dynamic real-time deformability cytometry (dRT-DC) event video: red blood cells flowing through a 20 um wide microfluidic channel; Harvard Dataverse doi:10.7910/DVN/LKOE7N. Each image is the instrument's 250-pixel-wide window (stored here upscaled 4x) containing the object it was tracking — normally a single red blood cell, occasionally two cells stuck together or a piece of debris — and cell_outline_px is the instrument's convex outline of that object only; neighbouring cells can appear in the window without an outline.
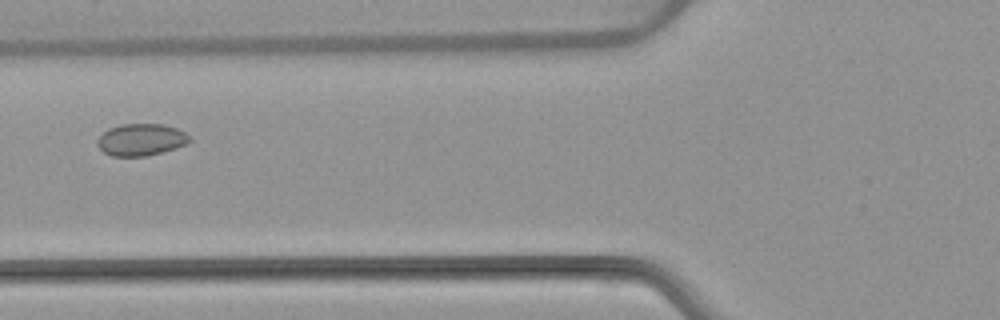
{"species": "common noctule bat (a hibernating species)", "species_latin": "Nyctalus noctula", "temperature_condition": "warm", "stored_images_in_passage": 5, "camera_frame_rate_fps": 3000, "um_per_image_px": 0.085, "animal": {"sex": "female", "body_mass_g": 22.7, "forearm_length_mm": 54.2}, "frame": {"image": 1, "passage_image": 2, "time_ms": 1.333, "image_size_px": [1000, 320], "cell_outline_px": [[192, 140], [188, 144], [176, 148], [148, 156], [112, 156], [104, 152], [96, 144], [96, 140], [108, 128], [120, 124], [164, 124], [176, 128], [184, 132]], "centroid_in_image_um": [11.99, 11.87], "position_along_channel_um": 113.8, "area_um2": 17.28}}
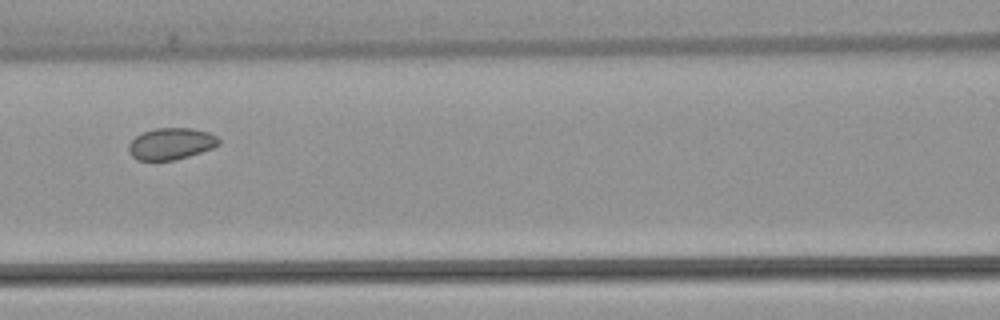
{"frame": {"image": 2, "passage_image": 3, "time_ms": 2.333, "image_size_px": [1000, 320], "cell_outline_px": [[220, 144], [212, 148], [176, 160], [136, 160], [128, 152], [128, 144], [136, 136], [144, 132], [156, 128], [192, 128], [208, 132], [216, 136], [220, 140]], "centroid_in_image_um": [14.53, 12.22], "position_along_channel_um": 152.1, "area_um2": 16.59}}
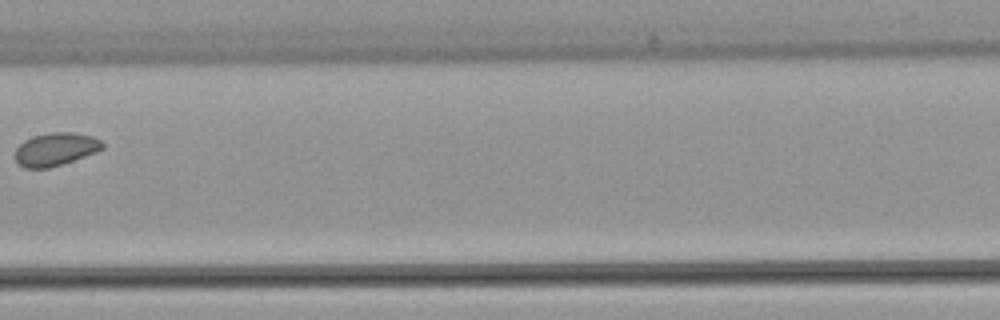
{"frame": {"image": 3, "passage_image": 4, "time_ms": 3.667, "image_size_px": [1000, 320], "cell_outline_px": [[104, 148], [96, 152], [48, 168], [24, 168], [16, 160], [16, 148], [24, 140], [32, 136], [52, 132], [72, 132], [92, 136], [100, 140], [104, 144]], "centroid_in_image_um": [4.72, 12.67], "position_along_channel_um": 202.7, "area_um2": 16.59}}